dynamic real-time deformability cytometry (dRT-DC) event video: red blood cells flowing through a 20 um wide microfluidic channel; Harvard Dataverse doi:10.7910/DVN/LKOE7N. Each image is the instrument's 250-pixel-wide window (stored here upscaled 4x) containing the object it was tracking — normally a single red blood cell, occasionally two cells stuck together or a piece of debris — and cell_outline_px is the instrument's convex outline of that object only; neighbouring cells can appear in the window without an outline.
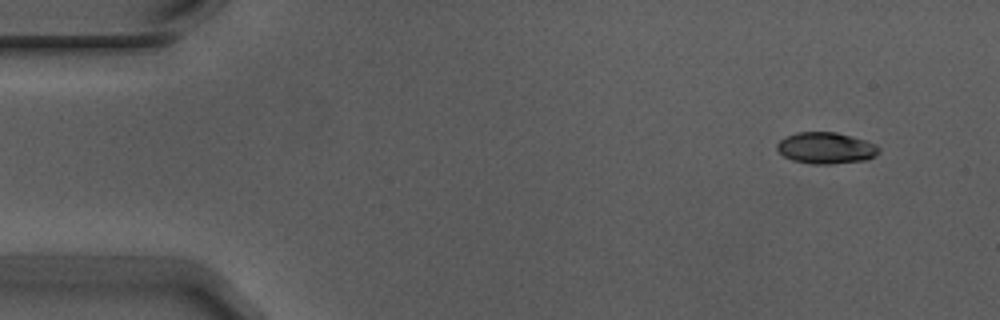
{"species": "Egyptian fruit bat (a non-hibernating species)", "species_latin": "Rousettus aegyptiacus", "temperature_condition": "warm", "stored_images_in_passage": 4, "camera_frame_rate_fps": 3000, "um_per_image_px": 0.085, "animal": {"sex": "male"}, "frame": {"image": 1, "passage_image": 1, "time_ms": 0.0, "image_size_px": [1000, 320], "cell_outline_px": [[880, 152], [876, 156], [868, 160], [828, 164], [812, 164], [792, 160], [784, 156], [776, 148], [776, 144], [780, 140], [796, 132], [836, 132], [864, 140], [880, 148]], "centroid_in_image_um": [70.2, 12.59], "position_along_channel_um": 14.8, "area_um2": 18.55}}